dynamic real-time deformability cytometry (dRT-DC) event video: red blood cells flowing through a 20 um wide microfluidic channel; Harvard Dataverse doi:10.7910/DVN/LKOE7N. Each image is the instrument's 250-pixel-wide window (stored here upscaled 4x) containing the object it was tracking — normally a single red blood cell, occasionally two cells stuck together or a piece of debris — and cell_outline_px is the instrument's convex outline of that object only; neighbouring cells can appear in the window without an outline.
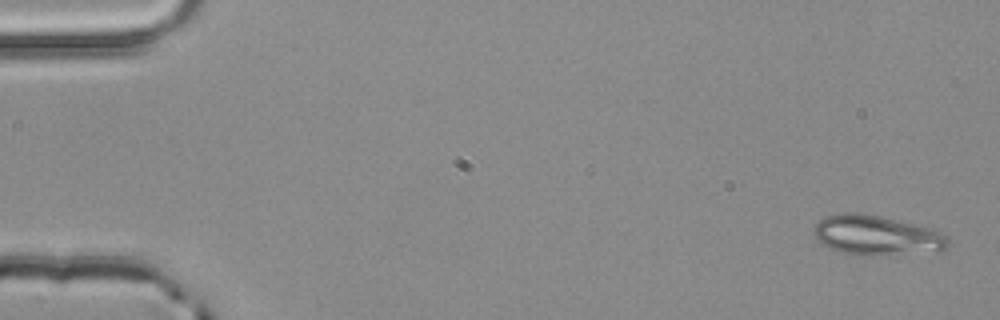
{"species": "common noctule bat (a hibernating species)", "species_latin": "Nyctalus noctula", "temperature_condition": "room temperature", "stored_images_in_passage": 4, "camera_frame_rate_fps": 3000, "um_per_image_px": 0.085, "animal": {"sex": "male", "body_mass_g": 20.4}, "frame": {"image": 1, "passage_image": 1, "time_ms": 0.0, "image_size_px": [1000, 320], "cell_outline_px": [[948, 248], [940, 252], [868, 256], [860, 256], [836, 252], [820, 244], [812, 236], [812, 228], [824, 216], [844, 212], [860, 212], [880, 216], [932, 228], [940, 232], [948, 240]], "centroid_in_image_um": [74.45, 20.02], "position_along_channel_um": 10.6, "area_um2": 32.02}}